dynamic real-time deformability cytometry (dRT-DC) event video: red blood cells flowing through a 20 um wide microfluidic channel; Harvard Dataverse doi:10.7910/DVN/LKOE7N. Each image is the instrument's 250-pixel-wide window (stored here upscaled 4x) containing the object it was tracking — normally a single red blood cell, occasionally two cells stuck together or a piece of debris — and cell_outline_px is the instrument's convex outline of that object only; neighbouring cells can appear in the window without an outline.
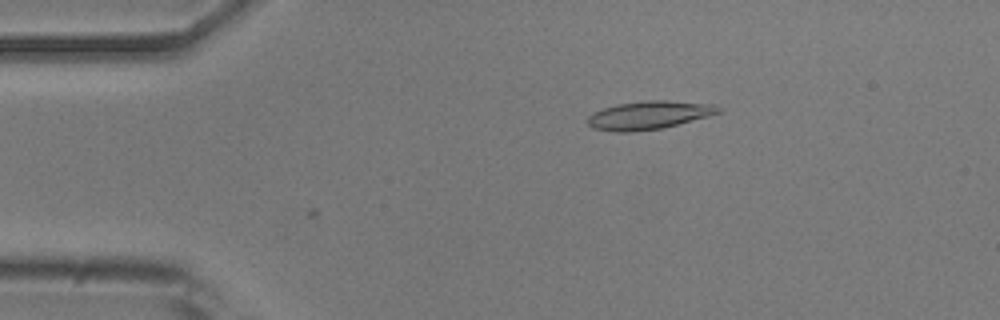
{"species": "common noctule bat (a hibernating species)", "species_latin": "Nyctalus noctula", "temperature_condition": "room temperature", "stored_images_in_passage": 4, "camera_frame_rate_fps": 3000, "um_per_image_px": 0.085, "animal": {"sex": "male", "body_mass_g": 20.5, "forearm_length_mm": 52.5}, "frame": {"image": 1, "passage_image": 4, "time_ms": 1.0, "image_size_px": [1000, 320], "cell_outline_px": [[724, 108], [720, 112], [708, 116], [664, 128], [632, 132], [616, 132], [592, 128], [588, 124], [588, 116], [592, 112], [616, 104], [648, 100], [668, 100], [716, 104]], "centroid_in_image_um": [55.18, 9.78], "position_along_channel_um": 29.8, "area_um2": 21.79}}